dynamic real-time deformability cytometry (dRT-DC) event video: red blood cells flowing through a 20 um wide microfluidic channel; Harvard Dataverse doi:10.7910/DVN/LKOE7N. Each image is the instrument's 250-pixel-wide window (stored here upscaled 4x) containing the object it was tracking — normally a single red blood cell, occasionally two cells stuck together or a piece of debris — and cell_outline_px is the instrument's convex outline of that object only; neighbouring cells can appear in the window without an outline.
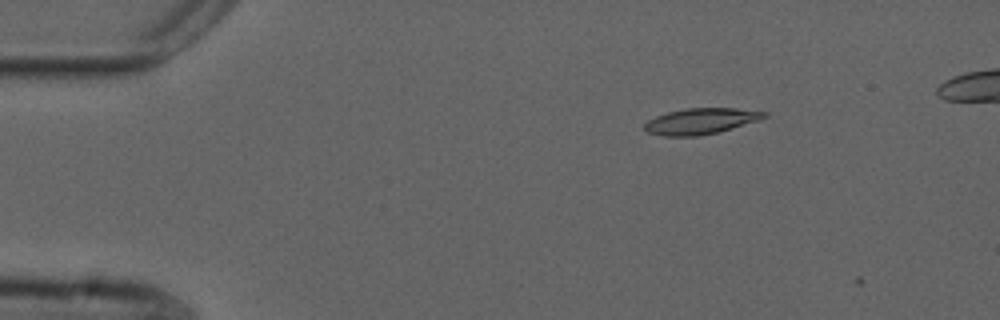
{"species": "common noctule bat (a hibernating species)", "species_latin": "Nyctalus noctula", "temperature_condition": "cold", "stored_images_in_passage": 4, "camera_frame_rate_fps": 3000, "um_per_image_px": 0.085, "animal": {"sex": "male", "forearm_length_mm": 52.5}, "frame": {"image": 1, "passage_image": 1, "time_ms": 0.0, "image_size_px": [1000, 320], "cell_outline_px": [[768, 116], [760, 120], [716, 132], [696, 136], [664, 136], [648, 132], [644, 128], [644, 124], [648, 120], [656, 116], [668, 112], [688, 108], [736, 108], [768, 112]], "centroid_in_image_um": [59.58, 10.29], "position_along_channel_um": 25.4, "area_um2": 17.92}}